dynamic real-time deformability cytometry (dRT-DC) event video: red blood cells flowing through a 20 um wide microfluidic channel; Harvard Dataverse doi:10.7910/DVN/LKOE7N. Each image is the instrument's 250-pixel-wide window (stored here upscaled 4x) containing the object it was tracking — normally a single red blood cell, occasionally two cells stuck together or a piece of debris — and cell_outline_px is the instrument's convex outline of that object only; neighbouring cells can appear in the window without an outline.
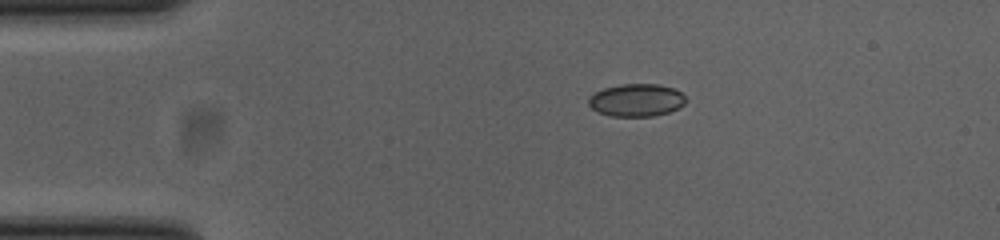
{"species": "common noctule bat (a hibernating species)", "species_latin": "Nyctalus noctula", "temperature_condition": "cold", "stored_images_in_passage": 43, "camera_frame_rate_fps": 3000, "um_per_image_px": 0.085, "animal": {"sex": "female", "body_mass_g": 23.0, "forearm_length_mm": 53.4}, "frame": {"image": 1, "passage_image": 1, "time_ms": 0.0, "image_size_px": [1000, 240], "cell_outline_px": [[688, 100], [680, 108], [668, 112], [652, 116], [612, 116], [596, 112], [588, 104], [588, 96], [604, 88], [620, 84], [660, 84], [672, 88], [680, 92]], "centroid_in_image_um": [54.09, 8.51], "position_along_channel_um": 30.9, "area_um2": 18.61}}
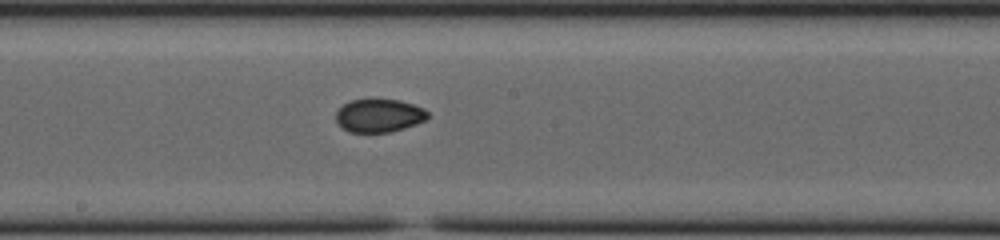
{"frame": {"image": 2, "passage_image": 19, "time_ms": 6.0, "image_size_px": [1000, 240], "cell_outline_px": [[428, 120], [404, 128], [388, 132], [348, 132], [336, 120], [336, 112], [344, 104], [352, 100], [400, 100], [424, 108], [428, 112]], "centroid_in_image_um": [32.25, 9.83], "position_along_channel_um": 215.9, "area_um2": 17.57}}
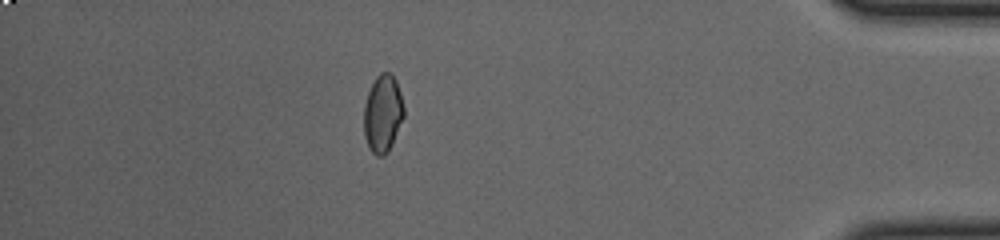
{"frame": {"image": 3, "passage_image": 37, "time_ms": 12.0, "image_size_px": [1000, 240], "cell_outline_px": [[404, 116], [392, 144], [388, 152], [384, 156], [376, 156], [368, 148], [364, 136], [364, 104], [368, 92], [376, 76], [380, 72], [392, 72], [396, 80], [400, 92], [404, 108]], "centroid_in_image_um": [32.53, 9.66], "position_along_channel_um": 402.7, "area_um2": 18.26}, "authors_computed_cell_mechanics": {"area_um2": 18.0914, "velocity_mm_per_s": 3.8812, "shape_relaxation_time_tau1_ms": null, "shape_relaxation_time_tau2_ms": 2.0485, "deformation_change_tau1": null, "deformation_change_tau2": 0.0472}}